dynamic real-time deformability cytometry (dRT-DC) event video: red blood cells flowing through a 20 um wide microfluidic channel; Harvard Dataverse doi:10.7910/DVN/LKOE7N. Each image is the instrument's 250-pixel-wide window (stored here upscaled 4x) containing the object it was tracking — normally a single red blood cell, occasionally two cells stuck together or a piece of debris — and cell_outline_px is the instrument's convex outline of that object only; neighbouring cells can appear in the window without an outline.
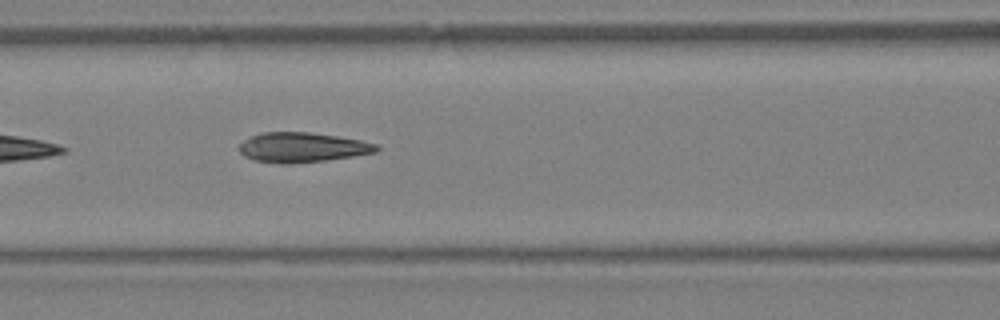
{"species": "Egyptian fruit bat (a non-hibernating species)", "species_latin": "Rousettus aegyptiacus", "temperature_condition": "warm", "stored_images_in_passage": 21, "camera_frame_rate_fps": 3000, "um_per_image_px": 0.085, "animal": {"sex": "female"}, "frame": {"image": 1, "passage_image": 15, "time_ms": 4.667, "image_size_px": [1000, 320], "cell_outline_px": [[380, 148], [376, 152], [352, 156], [324, 160], [288, 164], [280, 164], [256, 160], [244, 156], [240, 152], [240, 144], [244, 140], [252, 136], [264, 132], [308, 132], [336, 136], [360, 140], [376, 144]], "centroid_in_image_um": [25.68, 12.53], "position_along_channel_um": 140.9, "area_um2": 23.52}}
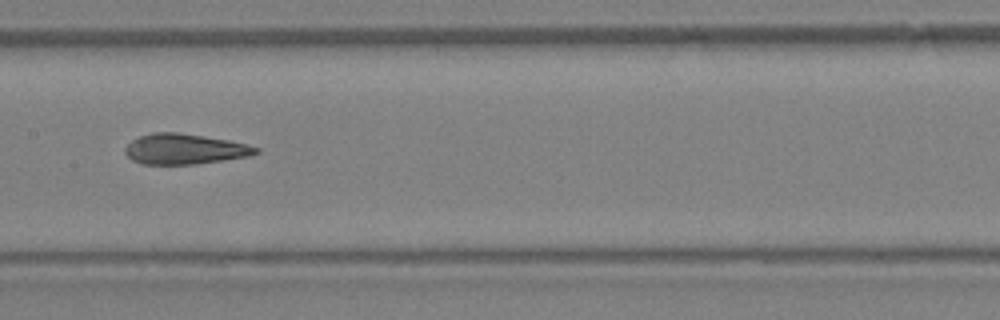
{"frame": {"image": 2, "passage_image": 18, "time_ms": 5.667, "image_size_px": [1000, 320], "cell_outline_px": [[260, 152], [252, 156], [196, 164], [144, 164], [132, 160], [124, 152], [124, 148], [132, 140], [140, 136], [152, 132], [180, 132], [228, 140], [260, 148]], "centroid_in_image_um": [15.7, 12.67], "position_along_channel_um": 191.7, "area_um2": 23.24}}